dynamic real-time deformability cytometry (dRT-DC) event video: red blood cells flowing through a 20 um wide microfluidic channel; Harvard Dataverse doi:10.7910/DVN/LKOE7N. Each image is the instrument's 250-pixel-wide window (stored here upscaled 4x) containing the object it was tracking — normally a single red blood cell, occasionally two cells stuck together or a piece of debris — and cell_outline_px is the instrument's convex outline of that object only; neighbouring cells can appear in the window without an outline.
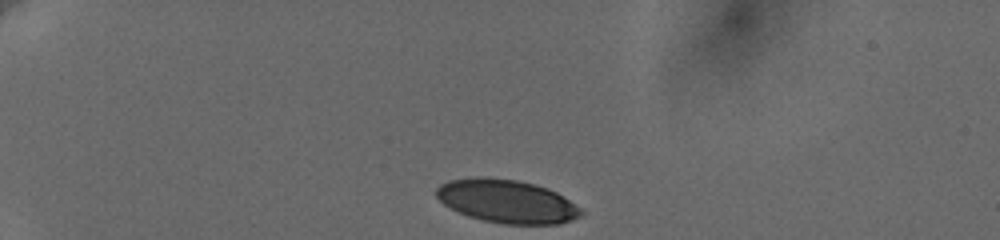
{"species": "human", "species_latin": "Homo sapiens", "temperature_condition": "cold", "stored_images_in_passage": 37, "camera_frame_rate_fps": 3000, "um_per_image_px": 0.085, "donor": {"sex": "female"}, "frame": {"image": 1, "passage_image": 1, "time_ms": 0.0, "image_size_px": [1000, 240], "cell_outline_px": [[584, 212], [580, 216], [556, 224], [504, 224], [484, 220], [468, 216], [444, 204], [436, 196], [436, 188], [440, 184], [448, 180], [516, 180], [548, 188], [556, 192], [580, 208]], "centroid_in_image_um": [43.11, 17.15], "position_along_channel_um": 41.9, "area_um2": 35.14}}
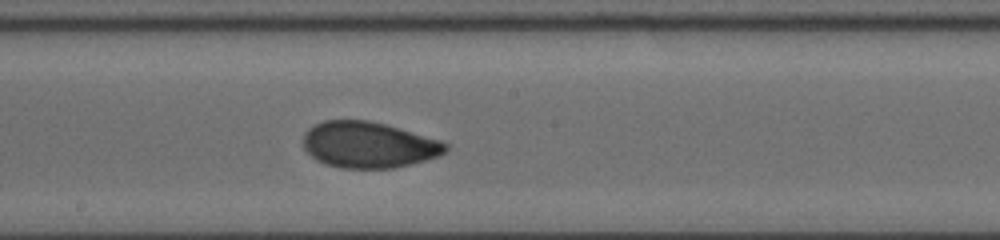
{"frame": {"image": 2, "passage_image": 21, "time_ms": 6.667, "image_size_px": [1000, 240], "cell_outline_px": [[448, 148], [440, 156], [392, 168], [340, 168], [324, 164], [316, 160], [304, 148], [304, 132], [308, 128], [324, 120], [368, 120], [384, 124], [440, 140], [448, 144]], "centroid_in_image_um": [31.3, 12.31], "position_along_channel_um": 216.9, "area_um2": 38.03}}
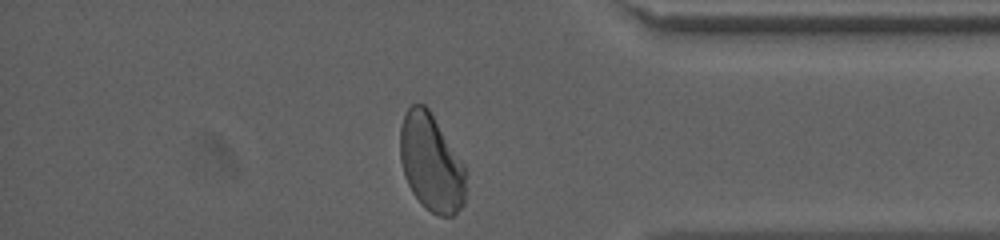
{"frame": {"image": 3, "passage_image": 37, "time_ms": 12.0, "image_size_px": [1000, 240], "cell_outline_px": [[464, 204], [452, 216], [440, 216], [424, 208], [412, 192], [404, 176], [400, 160], [400, 128], [404, 116], [408, 108], [412, 104], [424, 104], [428, 108], [464, 164]], "centroid_in_image_um": [36.62, 13.85], "position_along_channel_um": 398.6, "area_um2": 36.99}, "authors_computed_cell_mechanics": {"area_um2": 37.7434, "velocity_mm_per_s": 3.6201, "shape_relaxation_time_tau1_ms": 4.4135, "shape_relaxation_time_tau2_ms": 1.1488, "deformation_change_tau1": 0.1462, "deformation_change_tau2": 0.0461}}